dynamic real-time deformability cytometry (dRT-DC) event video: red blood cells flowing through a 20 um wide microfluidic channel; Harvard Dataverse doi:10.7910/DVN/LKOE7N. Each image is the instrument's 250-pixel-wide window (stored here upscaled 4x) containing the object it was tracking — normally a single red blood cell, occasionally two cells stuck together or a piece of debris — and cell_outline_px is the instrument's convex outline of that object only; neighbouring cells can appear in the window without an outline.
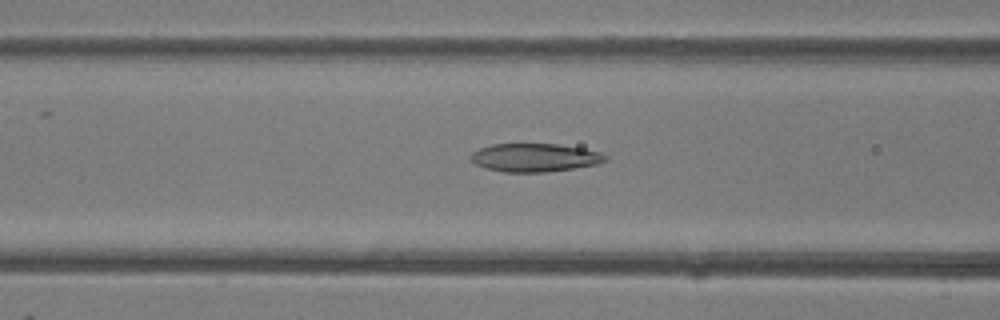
{"species": "common noctule bat (a hibernating species)", "species_latin": "Nyctalus noctula", "temperature_condition": "room temperature", "stored_images_in_passage": 49, "camera_frame_rate_fps": 3000, "um_per_image_px": 0.085, "animal": {"sex": "female"}, "frame": {"image": 1, "passage_image": 20, "time_ms": 6.333, "image_size_px": [1000, 320], "cell_outline_px": [[608, 160], [596, 164], [572, 168], [544, 172], [504, 172], [484, 168], [476, 164], [468, 156], [472, 152], [480, 148], [492, 144], [556, 144], [584, 148], [600, 152], [608, 156]], "centroid_in_image_um": [45.44, 13.39], "position_along_channel_um": 121.2, "area_um2": 22.2}}
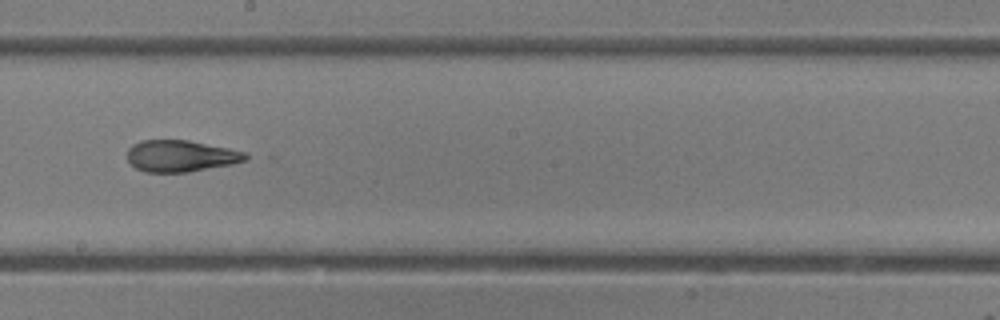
{"frame": {"image": 2, "passage_image": 28, "time_ms": 9.0, "image_size_px": [1000, 320], "cell_outline_px": [[252, 156], [248, 160], [232, 164], [188, 172], [144, 172], [136, 168], [128, 160], [128, 148], [132, 144], [140, 140], [188, 140], [228, 148], [244, 152]], "centroid_in_image_um": [15.38, 13.26], "position_along_channel_um": 232.8, "area_um2": 21.85}}
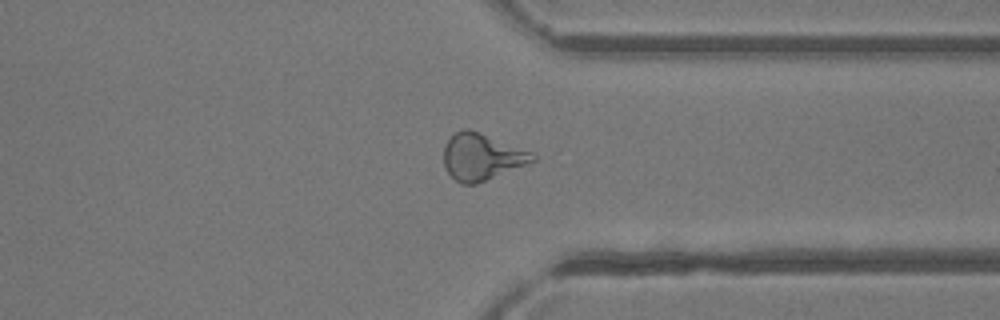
{"frame": {"image": 3, "passage_image": 38, "time_ms": 12.333, "image_size_px": [1000, 320], "cell_outline_px": [[536, 160], [476, 184], [460, 184], [448, 172], [444, 164], [444, 148], [448, 140], [456, 132], [464, 128], [468, 128], [480, 132], [532, 152], [536, 156]], "centroid_in_image_um": [40.93, 13.32], "position_along_channel_um": 370.5, "area_um2": 23.81}, "authors_computed_cell_mechanics": {"area_um2": 24.276, "velocity_mm_per_s": 4.1873, "shape_relaxation_time_tau1_ms": null, "shape_relaxation_time_tau2_ms": 2.3854, "deformation_change_tau1": null, "deformation_change_tau2": 0.121}}